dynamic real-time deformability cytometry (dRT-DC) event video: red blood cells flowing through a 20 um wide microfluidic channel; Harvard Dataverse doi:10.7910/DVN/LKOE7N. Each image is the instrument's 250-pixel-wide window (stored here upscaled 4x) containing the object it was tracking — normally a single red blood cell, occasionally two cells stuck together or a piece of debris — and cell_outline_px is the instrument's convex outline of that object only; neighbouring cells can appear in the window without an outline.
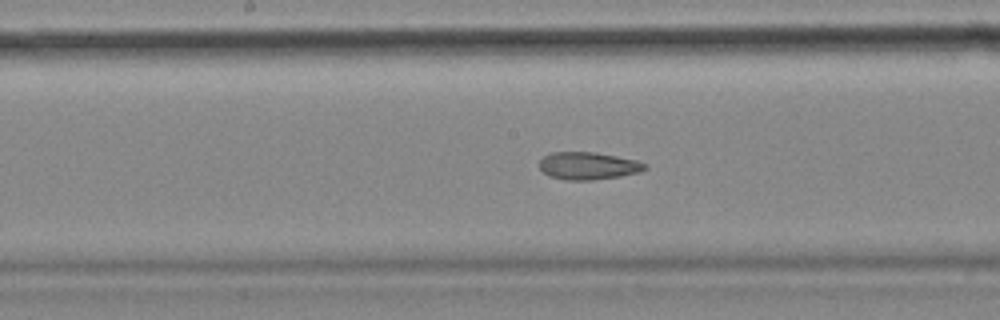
{"species": "common noctule bat (a hibernating species)", "species_latin": "Nyctalus noctula", "temperature_condition": "cold", "stored_images_in_passage": 16, "camera_frame_rate_fps": 3000, "um_per_image_px": 0.085, "animal": {"sex": "female", "body_mass_g": 18.4}, "frame": {"image": 1, "passage_image": 14, "time_ms": 4.333, "image_size_px": [1000, 320], "cell_outline_px": [[648, 168], [640, 172], [620, 176], [592, 180], [564, 180], [548, 176], [540, 168], [540, 160], [544, 156], [552, 152], [592, 152], [616, 156], [636, 160], [648, 164]], "centroid_in_image_um": [50.01, 14.1], "position_along_channel_um": 198.2, "area_um2": 16.94}}